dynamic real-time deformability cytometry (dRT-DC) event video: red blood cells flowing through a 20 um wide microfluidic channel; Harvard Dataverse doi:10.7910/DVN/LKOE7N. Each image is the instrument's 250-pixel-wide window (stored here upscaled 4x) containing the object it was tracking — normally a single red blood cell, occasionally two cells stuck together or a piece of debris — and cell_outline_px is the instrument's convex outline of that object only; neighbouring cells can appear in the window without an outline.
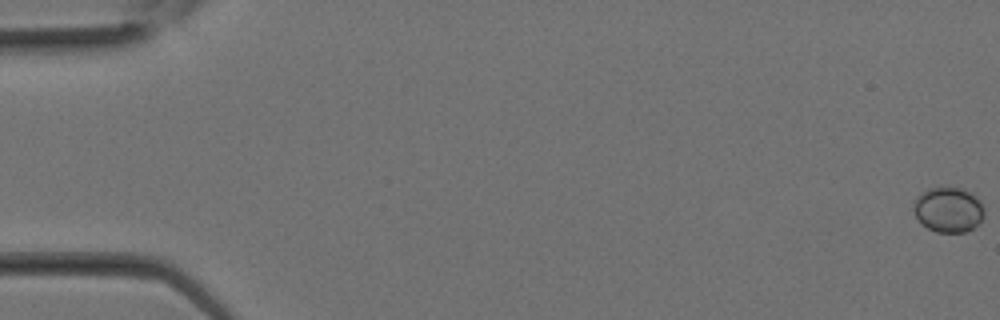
{"species": "Egyptian fruit bat (a non-hibernating species)", "species_latin": "Rousettus aegyptiacus", "temperature_condition": "room temperature", "stored_images_in_passage": 30, "camera_frame_rate_fps": 3000, "um_per_image_px": 0.085, "animal": {"sex": "female"}, "frame": {"image": 1, "passage_image": 1, "time_ms": 0.0, "image_size_px": [1000, 320], "cell_outline_px": [[984, 216], [972, 228], [964, 232], [936, 232], [928, 228], [916, 216], [912, 208], [916, 196], [920, 192], [928, 188], [964, 188], [972, 192], [980, 200], [984, 208]], "centroid_in_image_um": [80.61, 17.8], "position_along_channel_um": 4.4, "area_um2": 18.61}}
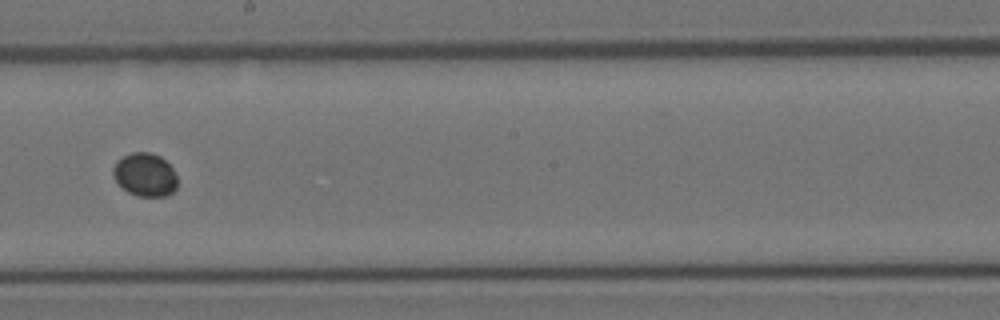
{"frame": {"image": 2, "passage_image": 18, "time_ms": 5.667, "image_size_px": [1000, 320], "cell_outline_px": [[176, 188], [172, 192], [164, 196], [136, 196], [120, 188], [112, 176], [112, 168], [116, 160], [132, 152], [148, 152], [160, 156], [172, 168], [176, 176]], "centroid_in_image_um": [12.27, 14.86], "position_along_channel_um": 235.9, "area_um2": 16.36}}
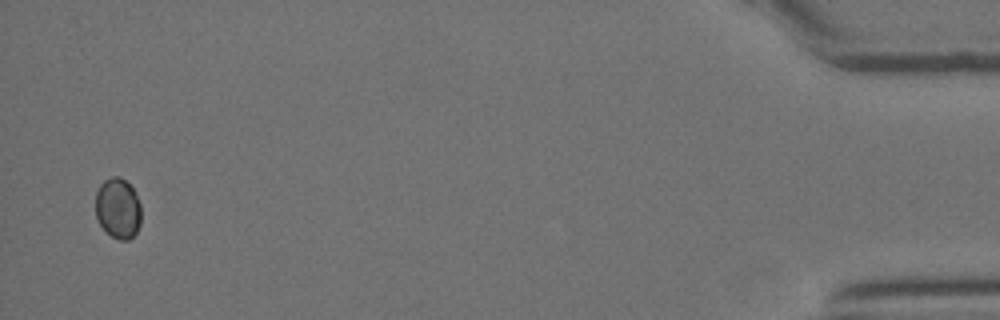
{"frame": {"image": 3, "passage_image": 30, "time_ms": 9.667, "image_size_px": [1000, 320], "cell_outline_px": [[140, 224], [136, 232], [128, 240], [120, 240], [112, 236], [100, 224], [96, 216], [96, 192], [100, 184], [104, 180], [112, 176], [120, 176], [132, 188], [140, 204]], "centroid_in_image_um": [10.02, 17.69], "position_along_channel_um": 425.2, "area_um2": 15.9}}